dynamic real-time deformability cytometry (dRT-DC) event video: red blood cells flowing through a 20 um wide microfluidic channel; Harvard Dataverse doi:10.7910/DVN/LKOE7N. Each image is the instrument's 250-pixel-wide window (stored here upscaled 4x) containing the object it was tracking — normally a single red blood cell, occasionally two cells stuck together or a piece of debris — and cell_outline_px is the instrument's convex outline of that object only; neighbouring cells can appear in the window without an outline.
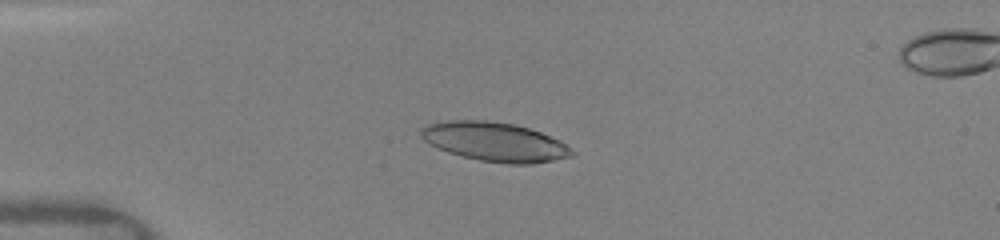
{"species": "human", "species_latin": "Homo sapiens", "temperature_condition": "warm", "stored_images_in_passage": 14, "camera_frame_rate_fps": 3000, "um_per_image_px": 0.085, "donor": {"sex": "female"}, "frame": {"image": 1, "passage_image": 10, "time_ms": 4.0, "image_size_px": [1000, 240], "cell_outline_px": [[576, 152], [572, 156], [532, 164], [508, 164], [480, 160], [448, 152], [428, 144], [420, 136], [420, 128], [424, 124], [448, 120], [484, 120], [512, 124], [528, 128], [540, 132], [560, 140]], "centroid_in_image_um": [42.02, 12.05], "position_along_channel_um": 43.0, "area_um2": 34.39}}
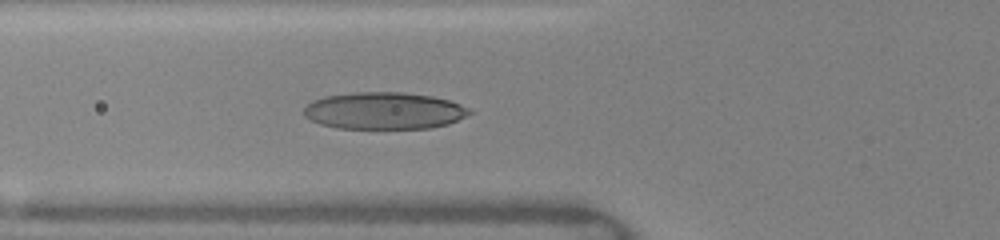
{"frame": {"image": 2, "passage_image": 14, "time_ms": 6.0, "image_size_px": [1000, 240], "cell_outline_px": [[476, 112], [448, 124], [432, 128], [336, 128], [320, 124], [304, 116], [304, 108], [312, 100], [324, 96], [356, 92], [404, 92], [432, 96], [448, 100], [460, 104]], "centroid_in_image_um": [32.67, 9.41], "position_along_channel_um": 93.1, "area_um2": 35.84}}